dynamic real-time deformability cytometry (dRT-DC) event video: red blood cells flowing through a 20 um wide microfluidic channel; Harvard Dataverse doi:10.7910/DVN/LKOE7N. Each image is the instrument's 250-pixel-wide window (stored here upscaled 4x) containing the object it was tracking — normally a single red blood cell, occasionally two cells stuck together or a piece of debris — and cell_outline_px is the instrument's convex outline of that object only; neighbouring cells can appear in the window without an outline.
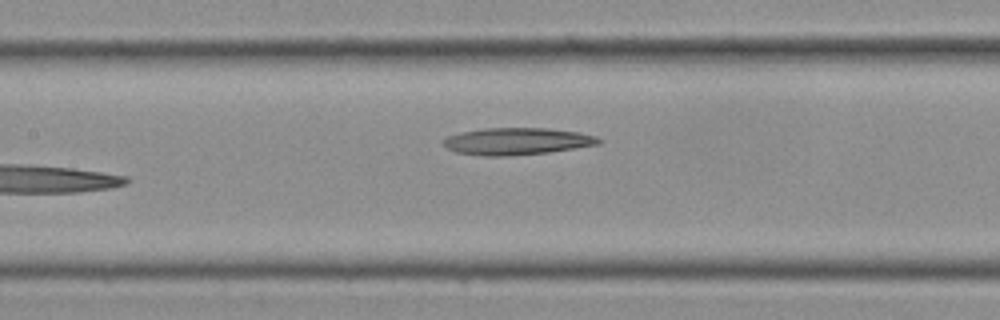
{"species": "Egyptian fruit bat (a non-hibernating species)", "species_latin": "Rousettus aegyptiacus", "temperature_condition": "cold", "stored_images_in_passage": 13, "camera_frame_rate_fps": 3000, "um_per_image_px": 0.085, "frame": {"image": 1, "passage_image": 13, "time_ms": 4.0, "image_size_px": [1000, 320], "cell_outline_px": [[604, 140], [600, 144], [548, 152], [508, 156], [484, 156], [456, 152], [448, 148], [444, 144], [444, 140], [448, 136], [460, 132], [484, 128], [544, 128], [576, 132], [596, 136]], "centroid_in_image_um": [43.95, 12.01], "position_along_channel_um": 163.5, "area_um2": 24.28}}